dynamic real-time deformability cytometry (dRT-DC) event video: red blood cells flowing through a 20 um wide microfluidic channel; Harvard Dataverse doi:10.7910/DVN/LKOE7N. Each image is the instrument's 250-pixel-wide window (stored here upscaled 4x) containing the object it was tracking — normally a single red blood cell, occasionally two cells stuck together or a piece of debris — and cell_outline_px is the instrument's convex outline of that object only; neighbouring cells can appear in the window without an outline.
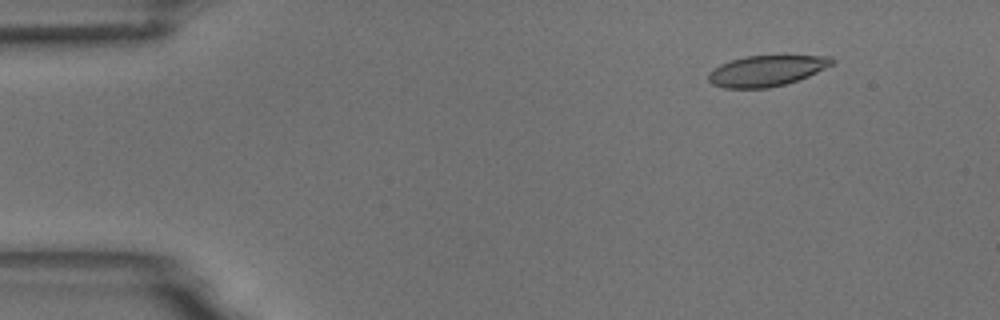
{"species": "common noctule bat (a hibernating species)", "species_latin": "Nyctalus noctula", "temperature_condition": "room temperature", "stored_images_in_passage": 15, "camera_frame_rate_fps": 3000, "um_per_image_px": 0.085, "animal": {"sex": "male", "body_mass_g": 18.8}, "frame": {"image": 1, "passage_image": 6, "time_ms": 1.667, "image_size_px": [1000, 320], "cell_outline_px": [[836, 60], [832, 64], [808, 76], [784, 84], [768, 88], [724, 88], [712, 84], [708, 80], [708, 72], [712, 68], [720, 64], [744, 56], [832, 56]], "centroid_in_image_um": [65.11, 6.01], "position_along_channel_um": 19.9, "area_um2": 22.02}}